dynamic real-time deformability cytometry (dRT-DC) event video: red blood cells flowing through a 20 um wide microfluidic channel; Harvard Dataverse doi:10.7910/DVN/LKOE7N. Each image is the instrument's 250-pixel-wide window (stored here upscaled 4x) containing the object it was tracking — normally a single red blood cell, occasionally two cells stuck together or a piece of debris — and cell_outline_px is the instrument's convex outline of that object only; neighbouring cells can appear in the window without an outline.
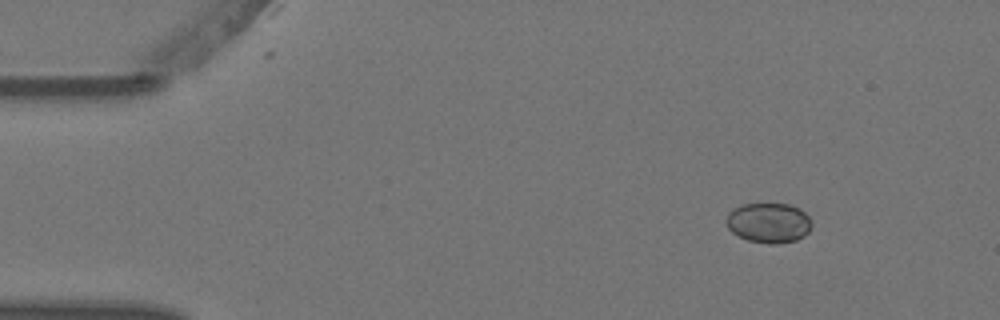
{"species": "Egyptian fruit bat (a non-hibernating species)", "species_latin": "Rousettus aegyptiacus", "temperature_condition": "warm", "stored_images_in_passage": 3, "camera_frame_rate_fps": 3000, "um_per_image_px": 0.085, "animal": {"sex": "female"}, "frame": {"image": 1, "passage_image": 1, "time_ms": 0.0, "image_size_px": [1000, 320], "cell_outline_px": [[812, 228], [804, 236], [796, 240], [776, 244], [768, 244], [748, 240], [732, 232], [728, 228], [724, 220], [728, 212], [732, 208], [740, 204], [788, 204], [800, 208], [812, 220]], "centroid_in_image_um": [65.33, 18.93], "position_along_channel_um": 19.7, "area_um2": 20.23}}